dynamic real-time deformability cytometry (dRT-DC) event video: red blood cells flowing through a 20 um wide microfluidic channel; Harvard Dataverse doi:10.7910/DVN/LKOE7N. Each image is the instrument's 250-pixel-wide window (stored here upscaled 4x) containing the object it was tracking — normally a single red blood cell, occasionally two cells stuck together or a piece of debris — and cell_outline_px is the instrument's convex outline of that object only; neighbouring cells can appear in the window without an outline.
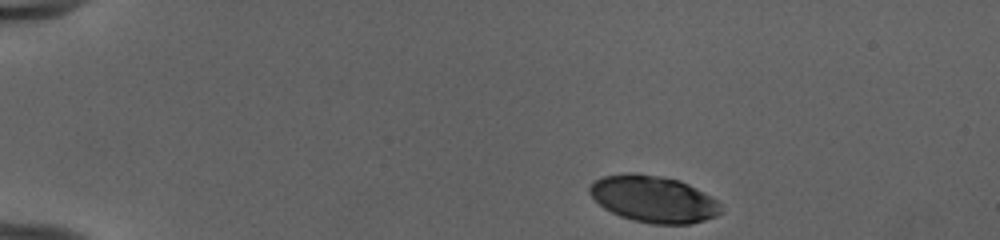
{"species": "human", "species_latin": "Homo sapiens", "temperature_condition": "cold", "stored_images_in_passage": 44, "camera_frame_rate_fps": 3000, "um_per_image_px": 0.085, "donor": {"sex": "female"}, "frame": {"image": 1, "passage_image": 1, "time_ms": 0.0, "image_size_px": [1000, 240], "cell_outline_px": [[720, 212], [716, 216], [704, 220], [688, 224], [652, 224], [632, 220], [620, 216], [604, 208], [588, 192], [588, 188], [596, 180], [604, 176], [628, 172], [632, 172], [660, 176], [680, 180], [712, 196], [720, 204]], "centroid_in_image_um": [55.55, 16.92], "position_along_channel_um": 29.5, "area_um2": 35.6}}
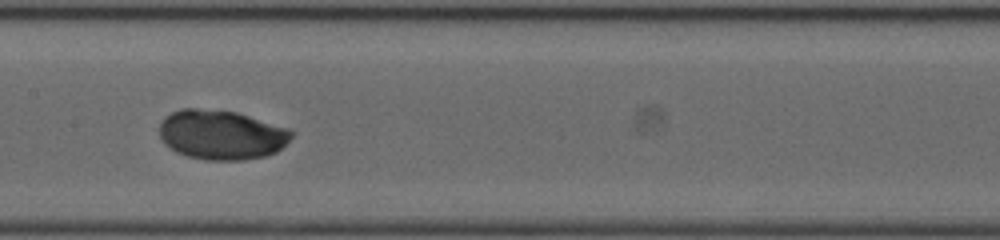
{"frame": {"image": 2, "passage_image": 20, "time_ms": 6.333, "image_size_px": [1000, 240], "cell_outline_px": [[292, 136], [276, 152], [264, 156], [244, 160], [204, 160], [188, 156], [176, 152], [164, 144], [160, 136], [160, 124], [164, 116], [180, 108], [196, 108], [236, 112], [288, 128], [292, 132]], "centroid_in_image_um": [18.78, 11.46], "position_along_channel_um": 188.6, "area_um2": 38.03}}
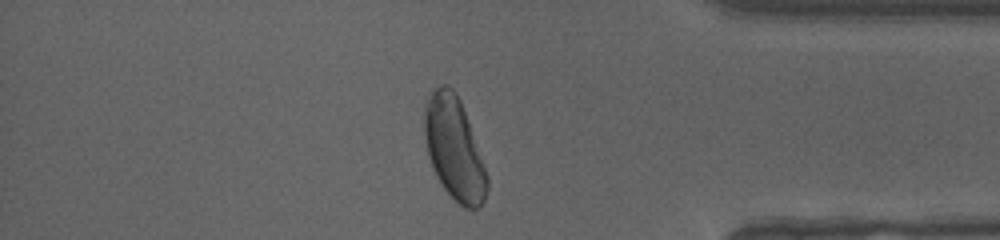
{"frame": {"image": 3, "passage_image": 37, "time_ms": 12.0, "image_size_px": [1000, 240], "cell_outline_px": [[488, 188], [484, 200], [476, 208], [464, 208], [444, 188], [436, 176], [432, 168], [428, 156], [424, 136], [424, 108], [432, 92], [440, 84], [448, 84], [456, 92], [460, 100], [468, 120], [488, 176]], "centroid_in_image_um": [38.59, 12.61], "position_along_channel_um": 396.6, "area_um2": 37.11}, "authors_computed_cell_mechanics": {"area_um2": 37.1654, "velocity_mm_per_s": 3.9836, "shape_relaxation_time_tau1_ms": 1.9233, "shape_relaxation_time_tau2_ms": null, "deformation_change_tau1": 0.1269, "deformation_change_tau2": null}}